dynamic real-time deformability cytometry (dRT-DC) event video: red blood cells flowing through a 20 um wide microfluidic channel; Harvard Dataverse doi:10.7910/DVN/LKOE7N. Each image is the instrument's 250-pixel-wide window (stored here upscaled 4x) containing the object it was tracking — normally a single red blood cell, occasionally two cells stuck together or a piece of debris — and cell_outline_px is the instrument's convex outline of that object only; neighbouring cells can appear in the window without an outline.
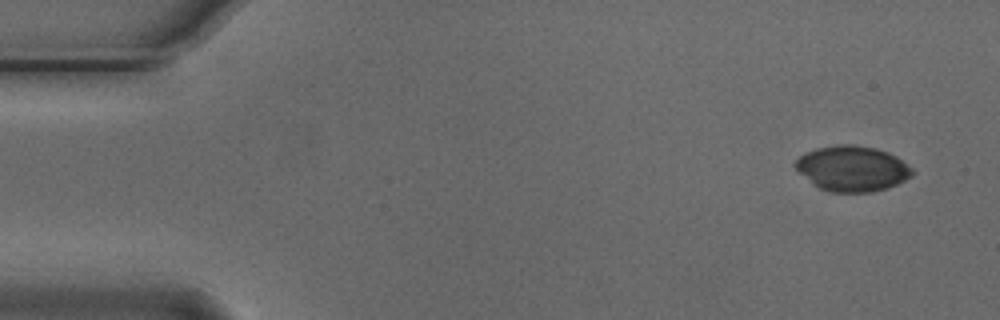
{"species": "Egyptian fruit bat (a non-hibernating species)", "species_latin": "Rousettus aegyptiacus", "temperature_condition": "cold", "stored_images_in_passage": 4, "camera_frame_rate_fps": 3000, "um_per_image_px": 0.085, "animal": {"sex": "male"}, "frame": {"image": 1, "passage_image": 1, "time_ms": 0.0, "image_size_px": [1000, 320], "cell_outline_px": [[916, 172], [912, 176], [888, 188], [872, 192], [832, 192], [820, 188], [800, 172], [796, 168], [796, 160], [804, 152], [816, 148], [840, 144], [852, 144], [876, 148], [888, 152], [896, 156], [912, 168]], "centroid_in_image_um": [72.48, 14.32], "position_along_channel_um": 12.5, "area_um2": 30.75}}
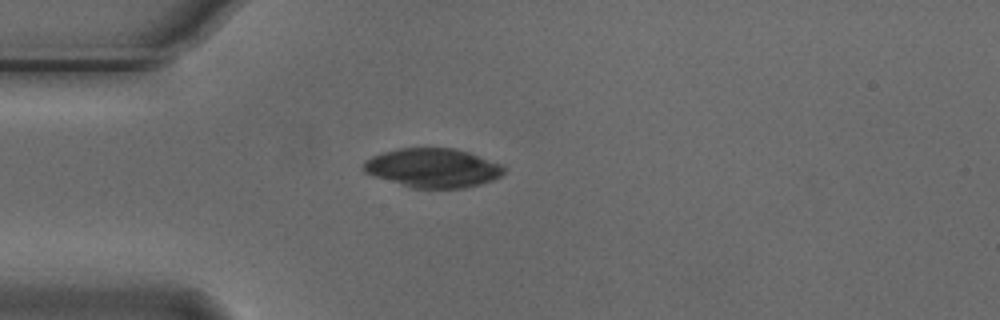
{"frame": {"image": 2, "passage_image": 4, "time_ms": 1.0, "image_size_px": [1000, 320], "cell_outline_px": [[504, 172], [500, 176], [492, 180], [480, 184], [464, 188], [412, 188], [364, 172], [364, 160], [372, 156], [384, 152], [400, 148], [452, 148], [468, 152], [500, 164], [504, 168]], "centroid_in_image_um": [36.79, 14.27], "position_along_channel_um": 48.2, "area_um2": 31.56}}